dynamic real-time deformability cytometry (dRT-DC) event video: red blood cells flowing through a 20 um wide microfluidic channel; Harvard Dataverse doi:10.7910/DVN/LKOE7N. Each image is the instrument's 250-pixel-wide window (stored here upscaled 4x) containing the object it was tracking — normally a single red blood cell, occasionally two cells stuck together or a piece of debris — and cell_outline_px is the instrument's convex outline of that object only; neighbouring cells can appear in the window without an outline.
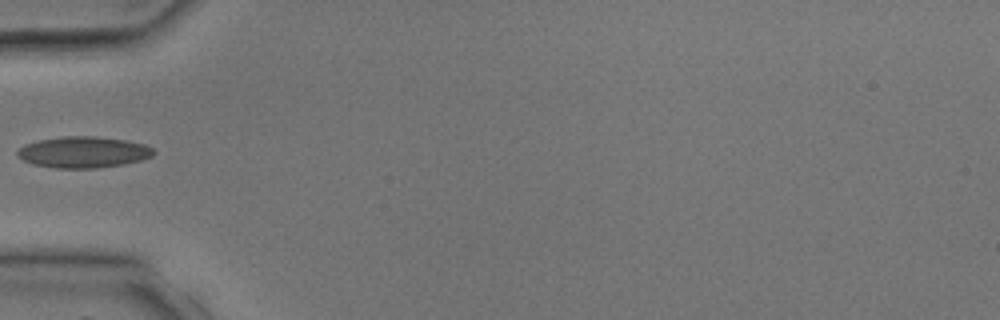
{"species": "common noctule bat (a hibernating species)", "species_latin": "Nyctalus noctula", "temperature_condition": "room temperature", "stored_images_in_passage": 4, "camera_frame_rate_fps": 3000, "um_per_image_px": 0.085, "animal": {"sex": "male", "body_mass_g": 17.9, "forearm_length_mm": 54.2}, "frame": {"image": 1, "passage_image": 4, "time_ms": 3.667, "image_size_px": [1000, 320], "cell_outline_px": [[156, 152], [152, 156], [140, 160], [124, 164], [96, 168], [56, 168], [32, 164], [16, 156], [16, 152], [24, 144], [40, 140], [60, 136], [92, 136], [124, 140], [144, 144], [152, 148]], "centroid_in_image_um": [7.06, 12.93], "position_along_channel_um": 77.9, "area_um2": 24.74}}